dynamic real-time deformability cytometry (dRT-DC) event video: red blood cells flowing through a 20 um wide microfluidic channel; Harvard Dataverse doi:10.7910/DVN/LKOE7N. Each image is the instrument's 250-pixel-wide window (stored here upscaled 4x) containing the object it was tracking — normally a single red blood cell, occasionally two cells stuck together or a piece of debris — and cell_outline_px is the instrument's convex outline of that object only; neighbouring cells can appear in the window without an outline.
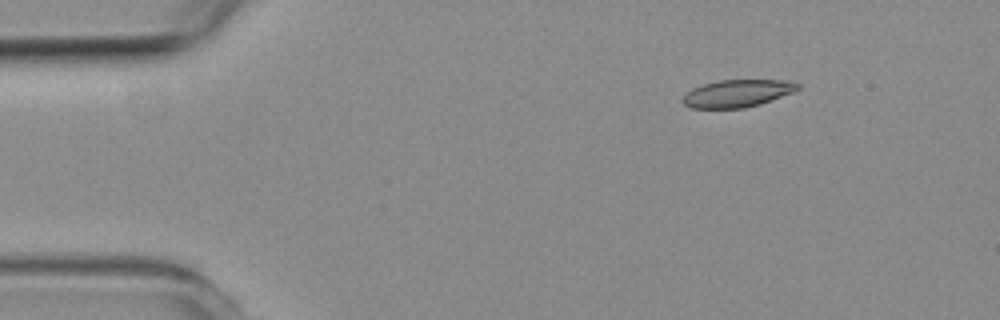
{"species": "common noctule bat (a hibernating species)", "species_latin": "Nyctalus noctula", "temperature_condition": "room temperature", "stored_images_in_passage": 2, "camera_frame_rate_fps": 3000, "um_per_image_px": 0.085, "animal": {"sex": "female", "body_mass_g": 19.3, "forearm_length_mm": 54.1}, "frame": {"image": 1, "passage_image": 1, "time_ms": 0.0, "image_size_px": [1000, 320], "cell_outline_px": [[800, 88], [792, 92], [760, 104], [744, 108], [688, 108], [680, 100], [692, 88], [704, 84], [720, 80], [788, 80], [800, 84]], "centroid_in_image_um": [62.65, 7.94], "position_along_channel_um": 22.3, "area_um2": 18.32}}